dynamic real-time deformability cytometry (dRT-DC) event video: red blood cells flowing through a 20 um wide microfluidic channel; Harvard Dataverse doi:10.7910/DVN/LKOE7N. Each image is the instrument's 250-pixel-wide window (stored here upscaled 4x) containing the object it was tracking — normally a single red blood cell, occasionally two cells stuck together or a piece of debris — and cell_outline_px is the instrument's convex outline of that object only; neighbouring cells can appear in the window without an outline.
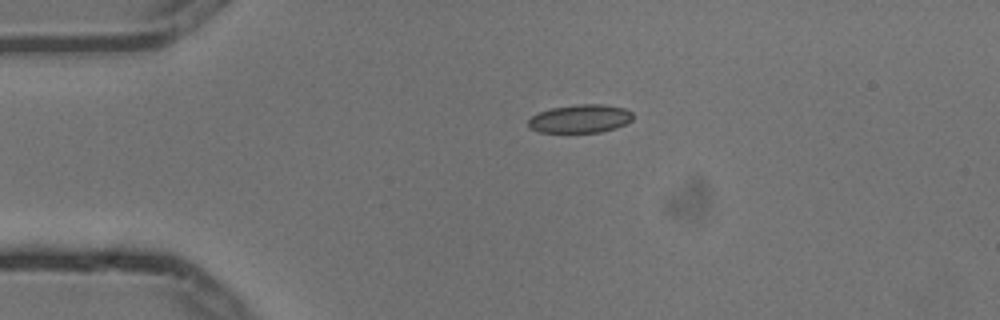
{"species": "common noctule bat (a hibernating species)", "species_latin": "Nyctalus noctula", "temperature_condition": "cold", "stored_images_in_passage": 4, "camera_frame_rate_fps": 3000, "um_per_image_px": 0.085, "animal": {"sex": "male", "body_mass_g": 13.3}, "frame": {"image": 1, "passage_image": 4, "time_ms": 1.0, "image_size_px": [1000, 320], "cell_outline_px": [[632, 120], [616, 128], [600, 132], [540, 132], [528, 128], [528, 120], [532, 116], [540, 112], [552, 108], [576, 104], [604, 104], [624, 108], [632, 112]], "centroid_in_image_um": [49.31, 10.09], "position_along_channel_um": 35.7, "area_um2": 17.22}}